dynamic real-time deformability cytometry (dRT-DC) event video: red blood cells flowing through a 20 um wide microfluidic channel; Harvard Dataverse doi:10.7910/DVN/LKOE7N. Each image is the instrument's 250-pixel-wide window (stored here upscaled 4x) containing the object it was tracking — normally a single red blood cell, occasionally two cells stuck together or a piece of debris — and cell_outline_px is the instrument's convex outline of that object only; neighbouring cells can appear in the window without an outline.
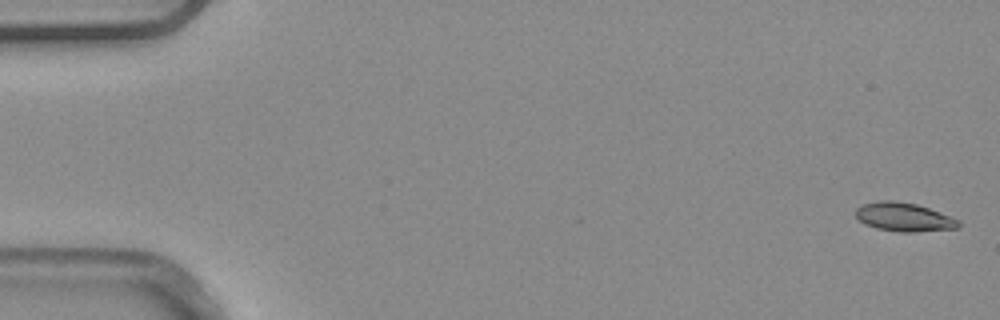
{"species": "common noctule bat (a hibernating species)", "species_latin": "Nyctalus noctula", "temperature_condition": "warm", "stored_images_in_passage": 4, "camera_frame_rate_fps": 3000, "um_per_image_px": 0.085, "animal": {"sex": "male", "body_mass_g": 20.4}, "frame": {"image": 1, "passage_image": 1, "time_ms": 0.0, "image_size_px": [1000, 320], "cell_outline_px": [[960, 228], [912, 232], [900, 232], [876, 228], [864, 224], [856, 216], [856, 208], [864, 204], [880, 200], [892, 200], [916, 204], [928, 208], [960, 220]], "centroid_in_image_um": [76.84, 18.45], "position_along_channel_um": 8.2, "area_um2": 17.11}}
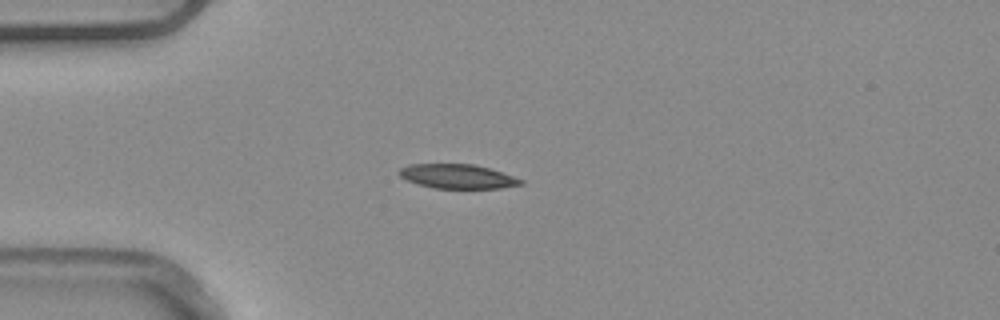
{"frame": {"image": 2, "passage_image": 4, "time_ms": 1.0, "image_size_px": [1000, 320], "cell_outline_px": [[524, 184], [500, 188], [432, 188], [408, 180], [400, 176], [396, 172], [400, 168], [408, 164], [472, 164], [488, 168], [524, 180]], "centroid_in_image_um": [38.86, 14.99], "position_along_channel_um": 46.1, "area_um2": 17.05}}